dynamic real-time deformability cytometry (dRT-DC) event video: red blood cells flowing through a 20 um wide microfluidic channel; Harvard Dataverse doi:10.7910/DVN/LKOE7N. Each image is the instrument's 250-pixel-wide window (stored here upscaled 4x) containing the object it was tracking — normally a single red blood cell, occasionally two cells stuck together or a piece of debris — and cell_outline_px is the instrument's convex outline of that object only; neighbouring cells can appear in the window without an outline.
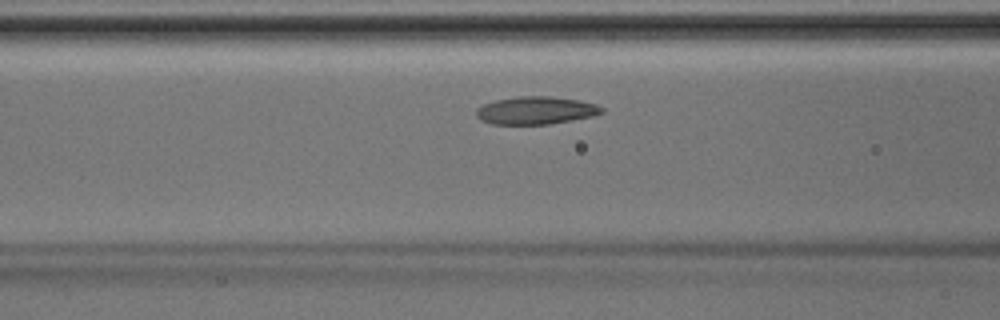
{"species": "Egyptian fruit bat (a non-hibernating species)", "species_latin": "Rousettus aegyptiacus", "temperature_condition": "room temperature", "stored_images_in_passage": 37, "camera_frame_rate_fps": 3000, "um_per_image_px": 0.085, "animal": {"sex": "male"}, "frame": {"image": 1, "passage_image": 10, "time_ms": 3.0, "image_size_px": [1000, 320], "cell_outline_px": [[604, 112], [592, 116], [572, 120], [548, 124], [492, 124], [480, 120], [476, 116], [476, 108], [484, 104], [496, 100], [516, 96], [552, 96], [580, 100], [596, 104], [604, 108]], "centroid_in_image_um": [45.55, 9.38], "position_along_channel_um": 121.1, "area_um2": 20.4}}
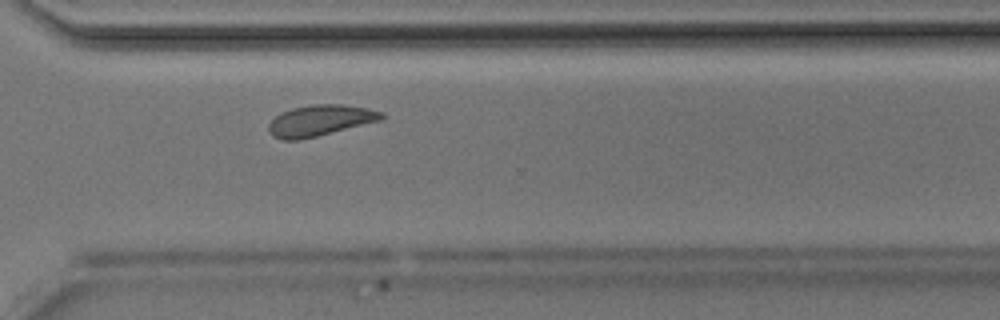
{"frame": {"image": 2, "passage_image": 25, "time_ms": 8.0, "image_size_px": [1000, 320], "cell_outline_px": [[384, 116], [380, 120], [300, 140], [280, 140], [272, 136], [268, 132], [268, 124], [280, 112], [292, 108], [312, 104], [344, 104], [368, 108], [384, 112]], "centroid_in_image_um": [27.16, 10.23], "position_along_channel_um": 343.4, "area_um2": 20.4}}
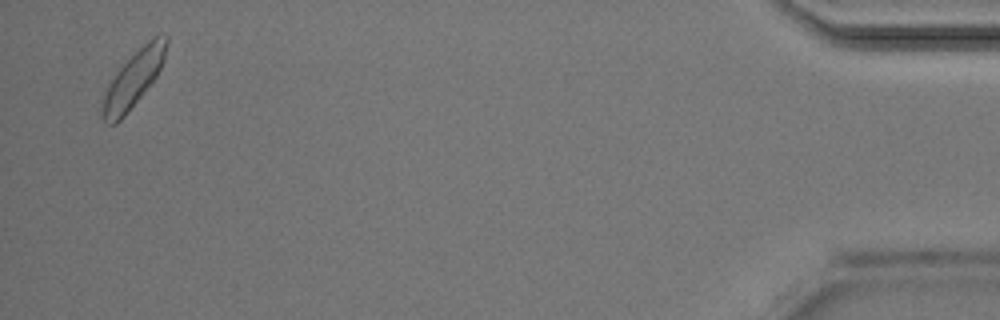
{"frame": {"image": 3, "passage_image": 36, "time_ms": 11.667, "image_size_px": [1000, 320], "cell_outline_px": [[168, 44], [164, 60], [156, 76], [144, 92], [124, 116], [116, 124], [108, 124], [104, 120], [104, 96], [116, 72], [148, 40], [156, 36], [168, 36]], "centroid_in_image_um": [11.39, 6.7], "position_along_channel_um": 423.8, "area_um2": 19.83}}